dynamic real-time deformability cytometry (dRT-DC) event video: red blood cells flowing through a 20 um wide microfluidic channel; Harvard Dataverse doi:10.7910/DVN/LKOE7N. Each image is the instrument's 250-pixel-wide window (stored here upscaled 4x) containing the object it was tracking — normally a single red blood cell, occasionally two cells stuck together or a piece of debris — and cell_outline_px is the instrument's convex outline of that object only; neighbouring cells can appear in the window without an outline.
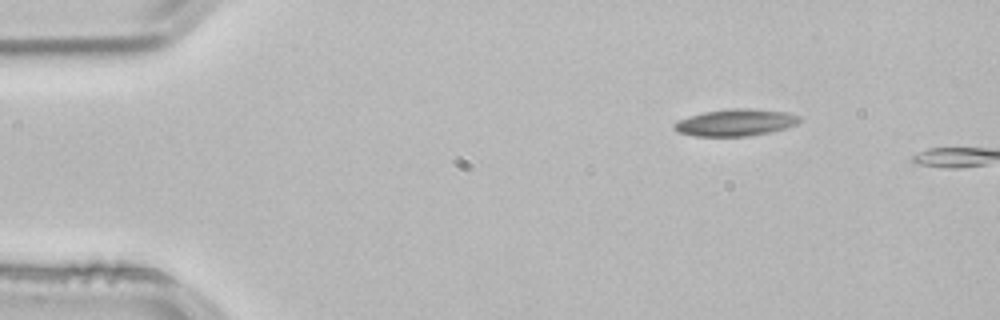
{"species": "common noctule bat (a hibernating species)", "species_latin": "Nyctalus noctula", "temperature_condition": "room temperature", "stored_images_in_passage": 7, "camera_frame_rate_fps": 3000, "um_per_image_px": 0.085, "animal": {"sex": "male", "body_mass_g": 21.5, "forearm_length_mm": 52.0}, "frame": {"image": 1, "passage_image": 1, "time_ms": 0.0, "image_size_px": [1000, 320], "cell_outline_px": [[800, 120], [796, 124], [772, 132], [748, 136], [696, 136], [676, 132], [672, 128], [672, 124], [680, 120], [704, 112], [728, 108], [748, 108], [788, 112], [800, 116]], "centroid_in_image_um": [62.52, 10.41], "position_along_channel_um": 22.5, "area_um2": 19.65}}